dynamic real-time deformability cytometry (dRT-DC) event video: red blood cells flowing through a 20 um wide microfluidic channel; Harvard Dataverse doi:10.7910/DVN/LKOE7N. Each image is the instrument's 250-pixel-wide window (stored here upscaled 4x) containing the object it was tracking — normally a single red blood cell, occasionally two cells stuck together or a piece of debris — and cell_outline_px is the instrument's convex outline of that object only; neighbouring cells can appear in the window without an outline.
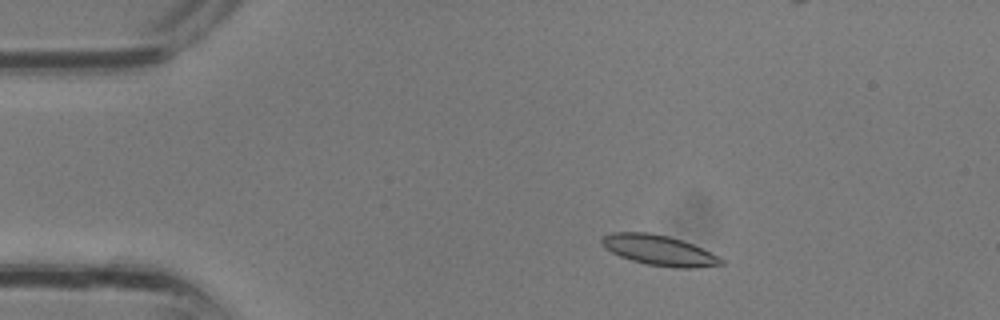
{"species": "common noctule bat (a hibernating species)", "species_latin": "Nyctalus noctula", "temperature_condition": "room temperature", "stored_images_in_passage": 32, "camera_frame_rate_fps": 3000, "um_per_image_px": 0.085, "animal": {"sex": "male", "body_mass_g": 13.3}, "frame": {"image": 1, "passage_image": 4, "time_ms": 1.0, "image_size_px": [1000, 320], "cell_outline_px": [[724, 264], [692, 268], [676, 268], [648, 264], [632, 260], [620, 256], [604, 248], [600, 244], [600, 240], [604, 236], [612, 232], [648, 232], [668, 236], [692, 244], [724, 260]], "centroid_in_image_um": [55.96, 21.27], "position_along_channel_um": 29.0, "area_um2": 20.75}}
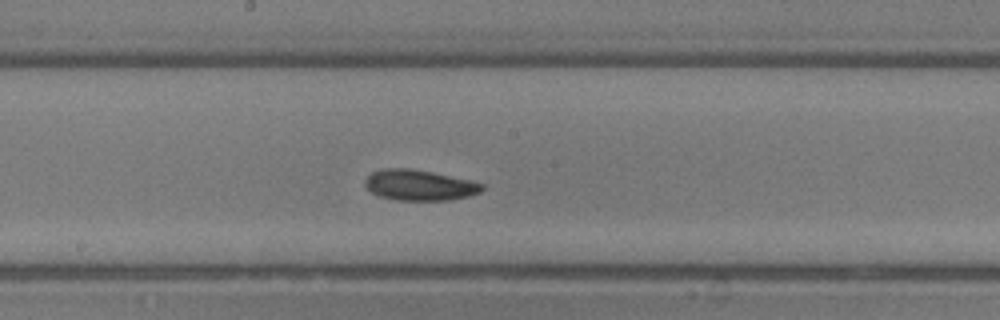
{"frame": {"image": 2, "passage_image": 16, "time_ms": 5.0, "image_size_px": [1000, 320], "cell_outline_px": [[484, 188], [480, 192], [468, 196], [452, 200], [396, 200], [380, 196], [372, 192], [364, 184], [364, 180], [372, 172], [384, 168], [408, 168], [432, 172], [472, 180], [484, 184]], "centroid_in_image_um": [35.67, 15.73], "position_along_channel_um": 212.5, "area_um2": 20.92}}
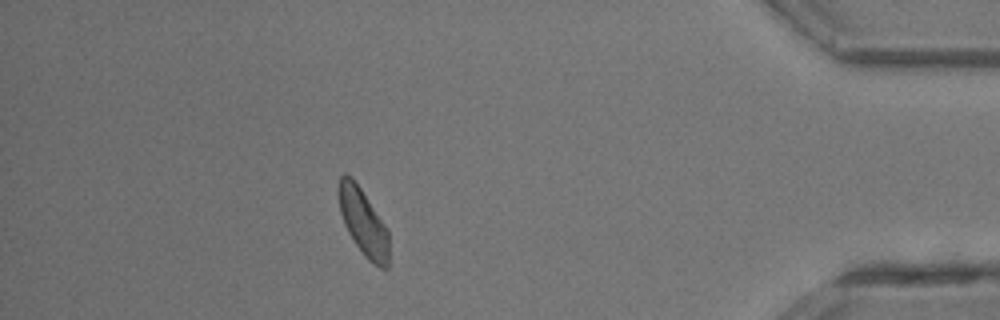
{"frame": {"image": 3, "passage_image": 28, "time_ms": 9.0, "image_size_px": [1000, 320], "cell_outline_px": [[388, 268], [380, 268], [372, 264], [364, 256], [348, 232], [344, 224], [340, 212], [336, 192], [336, 188], [340, 176], [344, 172], [352, 176], [388, 228]], "centroid_in_image_um": [30.84, 18.84], "position_along_channel_um": 404.4, "area_um2": 19.94}}